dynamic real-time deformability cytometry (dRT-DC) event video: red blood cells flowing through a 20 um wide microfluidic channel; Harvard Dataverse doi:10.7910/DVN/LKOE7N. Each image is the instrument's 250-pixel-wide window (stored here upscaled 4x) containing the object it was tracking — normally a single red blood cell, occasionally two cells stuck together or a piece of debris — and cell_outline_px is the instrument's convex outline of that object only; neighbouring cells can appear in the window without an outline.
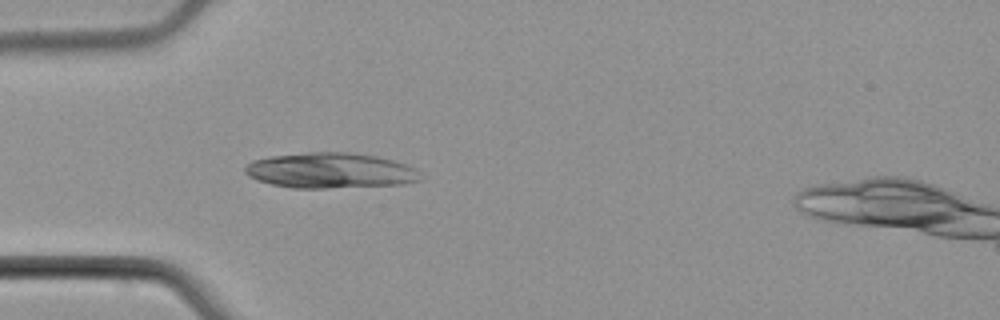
{"species": "common noctule bat (a hibernating species)", "species_latin": "Nyctalus noctula", "temperature_condition": "cold", "stored_images_in_passage": 5, "camera_frame_rate_fps": 3000, "um_per_image_px": 0.085, "animal": {"sex": "male", "body_mass_g": 21.5, "forearm_length_mm": 52.0}, "frame": {"image": 1, "passage_image": 5, "time_ms": 5.0, "image_size_px": [1000, 320], "cell_outline_px": [[420, 180], [404, 184], [328, 188], [292, 188], [272, 184], [256, 180], [248, 176], [244, 172], [244, 168], [252, 160], [268, 156], [308, 152], [348, 152], [376, 156], [392, 160], [404, 164], [420, 172]], "centroid_in_image_um": [28.03, 14.49], "position_along_channel_um": 57.0, "area_um2": 36.24}}